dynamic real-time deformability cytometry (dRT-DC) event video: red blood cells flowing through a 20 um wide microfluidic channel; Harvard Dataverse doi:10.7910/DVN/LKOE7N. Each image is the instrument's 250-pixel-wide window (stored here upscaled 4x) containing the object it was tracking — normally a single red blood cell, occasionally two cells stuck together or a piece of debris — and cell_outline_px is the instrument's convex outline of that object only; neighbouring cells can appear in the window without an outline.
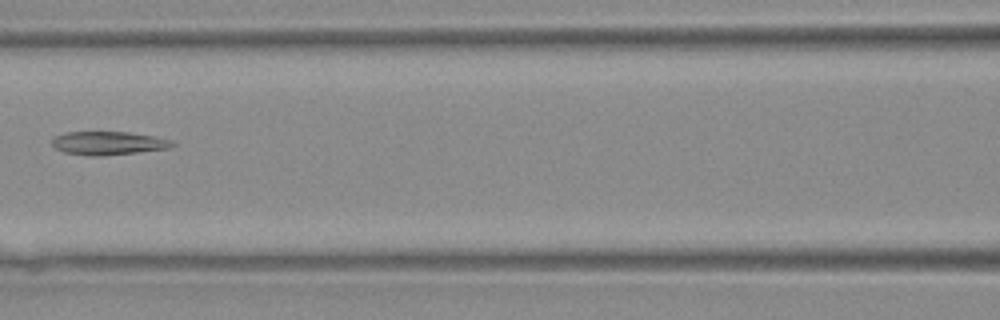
{"species": "Egyptian fruit bat (a non-hibernating species)", "species_latin": "Rousettus aegyptiacus", "temperature_condition": "warm", "stored_images_in_passage": 35, "segment_of_instrument_passage": [1, 2], "camera_frame_rate_fps": 3000, "um_per_image_px": 0.085, "animal": {"sex": "female"}, "frame": {"image": 1, "passage_image": 14, "time_ms": 4.333, "image_size_px": [1000, 320], "cell_outline_px": [[176, 144], [172, 148], [100, 156], [88, 156], [64, 152], [56, 148], [52, 144], [52, 136], [64, 132], [128, 132], [152, 136], [172, 140]], "centroid_in_image_um": [9.19, 12.16], "position_along_channel_um": 157.4, "area_um2": 16.47}}
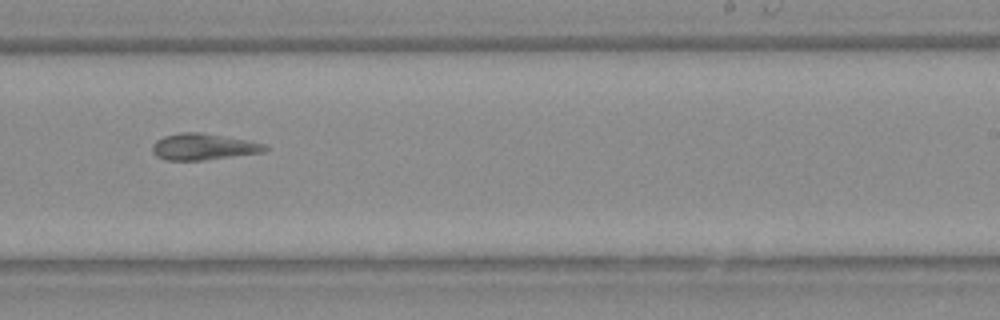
{"frame": {"image": 2, "passage_image": 21, "time_ms": 6.667, "image_size_px": [1000, 320], "cell_outline_px": [[268, 148], [264, 152], [204, 160], [168, 160], [156, 156], [152, 152], [152, 144], [156, 140], [164, 136], [180, 132], [200, 132], [248, 140], [264, 144]], "centroid_in_image_um": [17.26, 12.47], "position_along_channel_um": 271.7, "area_um2": 17.28}}
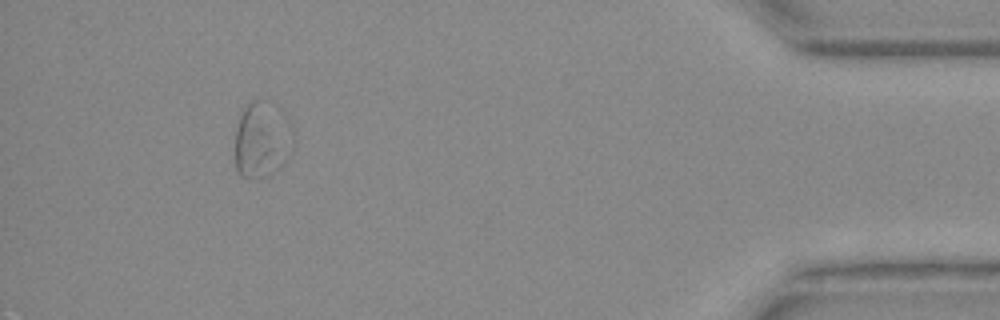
{"frame": {"image": 3, "passage_image": 33, "time_ms": 10.667, "image_size_px": [1000, 320], "cell_outline_px": [[288, 156], [284, 164], [280, 168], [268, 176], [240, 176], [236, 168], [236, 128], [240, 116], [244, 108], [252, 100], [256, 100]], "centroid_in_image_um": [21.87, 12.26], "position_along_channel_um": 413.3, "area_um2": 19.65}}